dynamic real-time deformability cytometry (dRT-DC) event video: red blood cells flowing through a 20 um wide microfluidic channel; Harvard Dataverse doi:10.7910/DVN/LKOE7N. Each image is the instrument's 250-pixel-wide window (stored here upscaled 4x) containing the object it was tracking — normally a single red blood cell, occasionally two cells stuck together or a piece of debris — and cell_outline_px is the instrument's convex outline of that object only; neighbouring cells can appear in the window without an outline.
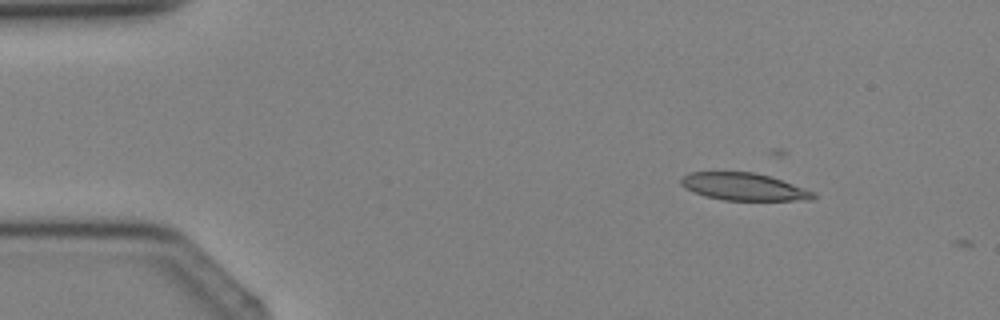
{"species": "Egyptian fruit bat (a non-hibernating species)", "species_latin": "Rousettus aegyptiacus", "temperature_condition": "cold", "stored_images_in_passage": 2, "camera_frame_rate_fps": 3000, "um_per_image_px": 0.085, "animal": {"sex": "female"}, "frame": {"image": 1, "passage_image": 1, "time_ms": 0.0, "image_size_px": [1000, 320], "cell_outline_px": [[816, 196], [812, 200], [724, 200], [704, 196], [684, 188], [680, 184], [680, 180], [688, 172], [756, 172], [816, 192]], "centroid_in_image_um": [63.2, 15.87], "position_along_channel_um": 21.8, "area_um2": 21.04}}